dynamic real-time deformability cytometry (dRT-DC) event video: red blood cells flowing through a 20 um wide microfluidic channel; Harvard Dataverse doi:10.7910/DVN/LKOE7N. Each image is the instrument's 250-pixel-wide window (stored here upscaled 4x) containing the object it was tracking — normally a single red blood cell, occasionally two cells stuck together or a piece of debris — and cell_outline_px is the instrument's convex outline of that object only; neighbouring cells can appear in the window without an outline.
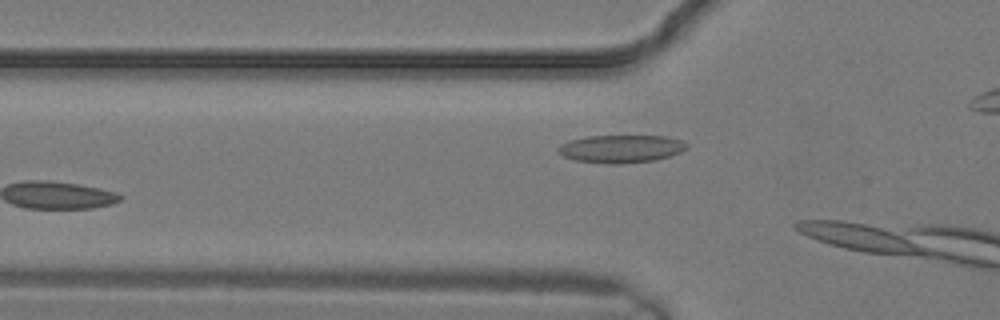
{"species": "common noctule bat (a hibernating species)", "species_latin": "Nyctalus noctula", "temperature_condition": "warm", "stored_images_in_passage": 6, "camera_frame_rate_fps": 3000, "um_per_image_px": 0.085, "animal": {"sex": "male", "body_mass_g": 19.2, "forearm_length_mm": 51.8}, "frame": {"image": 1, "passage_image": 6, "time_ms": 1.667, "image_size_px": [1000, 320], "cell_outline_px": [[688, 148], [680, 152], [656, 160], [620, 164], [608, 164], [576, 160], [564, 156], [556, 148], [572, 140], [588, 136], [664, 136], [680, 140], [688, 144]], "centroid_in_image_um": [52.83, 12.65], "position_along_channel_um": 73.0, "area_um2": 20.58}}